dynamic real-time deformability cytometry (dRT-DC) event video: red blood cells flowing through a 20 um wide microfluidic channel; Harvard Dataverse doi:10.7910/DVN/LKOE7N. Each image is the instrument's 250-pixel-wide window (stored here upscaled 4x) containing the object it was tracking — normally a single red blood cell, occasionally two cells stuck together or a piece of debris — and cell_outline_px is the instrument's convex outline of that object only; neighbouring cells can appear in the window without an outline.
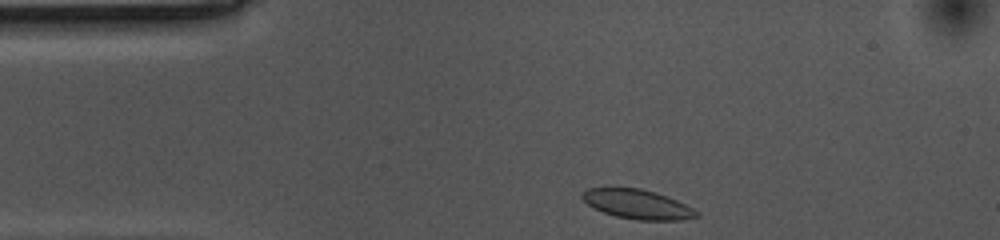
{"species": "common noctule bat (a hibernating species)", "species_latin": "Nyctalus noctula", "temperature_condition": "cold", "stored_images_in_passage": 34, "camera_frame_rate_fps": 3000, "um_per_image_px": 0.085, "animal": {"sex": "female", "body_mass_g": 10.0, "forearm_length_mm": 53.1}, "frame": {"image": 1, "passage_image": 1, "time_ms": 0.0, "image_size_px": [1000, 240], "cell_outline_px": [[700, 216], [680, 220], [636, 220], [616, 216], [604, 212], [588, 204], [580, 196], [580, 192], [588, 188], [640, 188], [656, 192], [676, 200], [700, 212]], "centroid_in_image_um": [54.19, 17.36], "position_along_channel_um": 30.8, "area_um2": 19.48}}
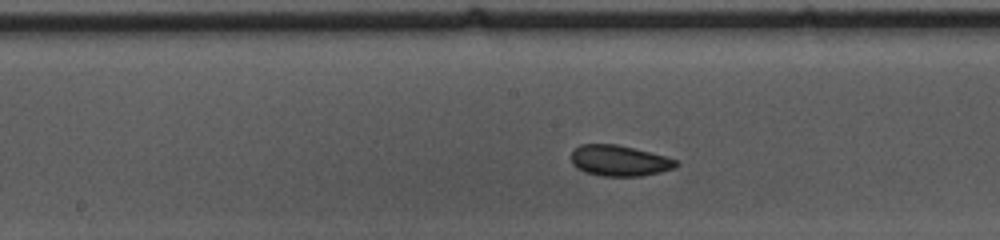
{"frame": {"image": 2, "passage_image": 18, "time_ms": 5.667, "image_size_px": [1000, 240], "cell_outline_px": [[680, 164], [676, 168], [660, 172], [640, 176], [600, 176], [584, 172], [576, 168], [572, 164], [572, 152], [580, 144], [616, 144], [664, 156], [676, 160]], "centroid_in_image_um": [52.63, 13.67], "position_along_channel_um": 195.6, "area_um2": 18.79}}
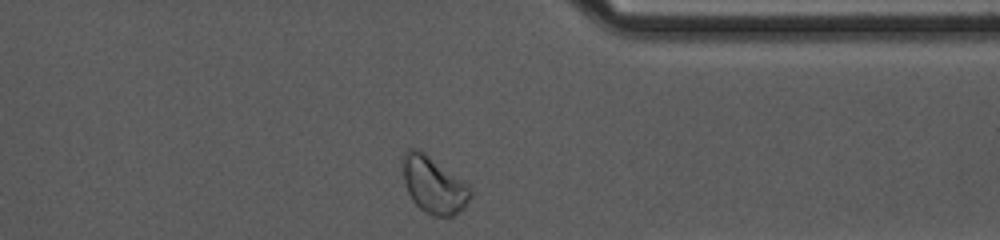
{"frame": {"image": 3, "passage_image": 34, "time_ms": 11.0, "image_size_px": [1000, 240], "cell_outline_px": [[472, 196], [456, 216], [432, 216], [424, 212], [412, 200], [408, 192], [404, 180], [404, 152], [408, 148], [420, 148], [468, 184], [472, 192]], "centroid_in_image_um": [36.88, 15.72], "position_along_channel_um": 374.5, "area_um2": 22.37}, "authors_computed_cell_mechanics": {"area_um2": 18.7561, "velocity_mm_per_s": 3.5111, "shape_relaxation_time_tau1_ms": 11.2511, "shape_relaxation_time_tau2_ms": 5.1578, "deformation_change_tau1": 0.1231, "deformation_change_tau2": 0.0562}}